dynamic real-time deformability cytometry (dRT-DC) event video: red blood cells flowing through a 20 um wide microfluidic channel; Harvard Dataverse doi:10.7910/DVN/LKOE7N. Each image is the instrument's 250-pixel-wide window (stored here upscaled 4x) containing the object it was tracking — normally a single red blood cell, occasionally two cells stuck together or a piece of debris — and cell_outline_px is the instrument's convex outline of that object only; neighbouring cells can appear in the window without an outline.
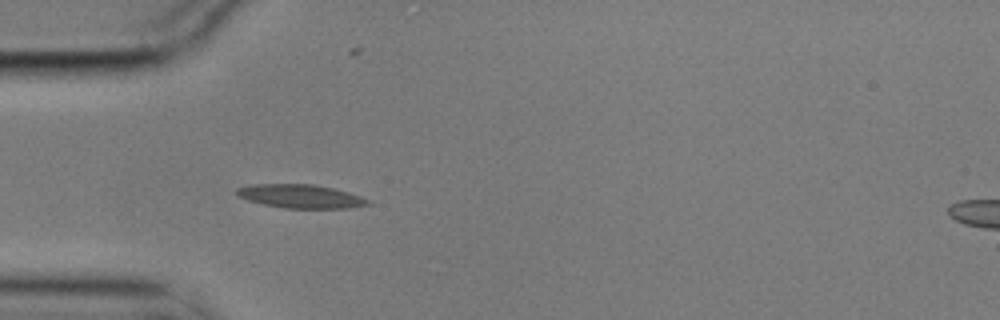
{"species": "common noctule bat (a hibernating species)", "species_latin": "Nyctalus noctula", "temperature_condition": "cold", "stored_images_in_passage": 6, "segment_of_instrument_passage": [1, 2], "camera_frame_rate_fps": 3000, "um_per_image_px": 0.085, "animal": {"sex": "male", "body_mass_g": 17.9}, "frame": {"image": 1, "passage_image": 5, "time_ms": 1.333, "image_size_px": [1000, 320], "cell_outline_px": [[372, 204], [348, 208], [284, 208], [264, 204], [248, 200], [236, 196], [236, 188], [252, 184], [312, 184], [332, 188], [348, 192], [372, 200]], "centroid_in_image_um": [25.56, 16.68], "position_along_channel_um": 59.4, "area_um2": 18.09}}